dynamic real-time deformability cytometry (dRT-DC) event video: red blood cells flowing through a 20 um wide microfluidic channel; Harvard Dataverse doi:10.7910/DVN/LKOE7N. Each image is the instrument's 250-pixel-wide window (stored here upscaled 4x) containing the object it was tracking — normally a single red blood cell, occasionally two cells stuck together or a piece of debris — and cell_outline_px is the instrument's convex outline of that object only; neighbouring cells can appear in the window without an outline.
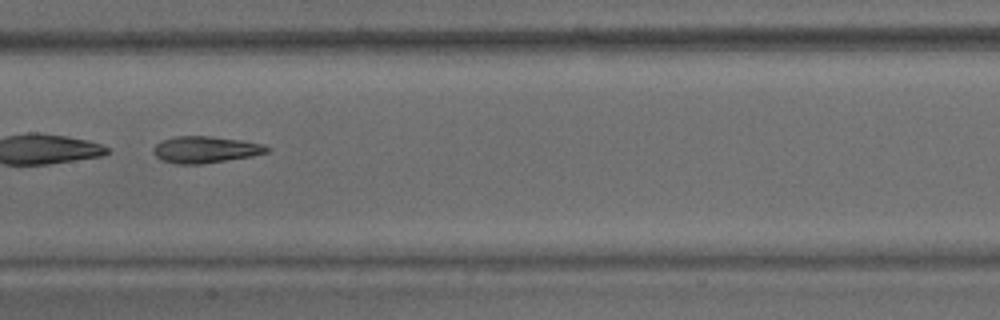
{"species": "common noctule bat (a hibernating species)", "species_latin": "Nyctalus noctula", "temperature_condition": "warm", "stored_images_in_passage": 33, "camera_frame_rate_fps": 3000, "um_per_image_px": 0.085, "animal": {"sex": "male", "body_mass_g": 15.6}, "frame": {"image": 1, "passage_image": 15, "time_ms": 4.667, "image_size_px": [1000, 320], "cell_outline_px": [[272, 148], [268, 152], [252, 156], [200, 164], [176, 164], [160, 160], [152, 152], [152, 148], [156, 144], [164, 140], [176, 136], [212, 136], [244, 140], [264, 144]], "centroid_in_image_um": [17.48, 12.71], "position_along_channel_um": 189.9, "area_um2": 17.8}, "authors_computed_cell_mechanics": {"area_um2": 17.8024, "velocity_mm_per_s": 3.9489, "shape_relaxation_time_tau1_ms": null, "shape_relaxation_time_tau2_ms": 3.3182, "deformation_change_tau1": null, "deformation_change_tau2": 0.1275}}